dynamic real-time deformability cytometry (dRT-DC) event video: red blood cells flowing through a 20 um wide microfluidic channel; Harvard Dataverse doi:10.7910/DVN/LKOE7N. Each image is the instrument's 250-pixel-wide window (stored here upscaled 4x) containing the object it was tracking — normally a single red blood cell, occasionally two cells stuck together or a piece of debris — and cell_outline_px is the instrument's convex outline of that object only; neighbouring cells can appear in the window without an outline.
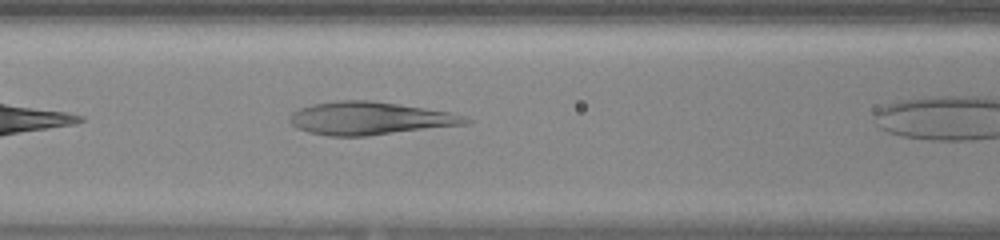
{"species": "human", "species_latin": "Homo sapiens", "temperature_condition": "warm", "stored_images_in_passage": 8, "camera_frame_rate_fps": 3000, "um_per_image_px": 0.085, "donor": {"sex": "female"}, "frame": {"image": 1, "passage_image": 7, "time_ms": 2.0, "image_size_px": [1000, 240], "cell_outline_px": [[472, 120], [468, 124], [368, 136], [328, 136], [308, 132], [296, 128], [288, 120], [288, 116], [292, 112], [300, 108], [312, 104], [336, 100], [372, 100], [452, 112], [464, 116]], "centroid_in_image_um": [31.42, 10.06], "position_along_channel_um": 135.2, "area_um2": 34.04}}